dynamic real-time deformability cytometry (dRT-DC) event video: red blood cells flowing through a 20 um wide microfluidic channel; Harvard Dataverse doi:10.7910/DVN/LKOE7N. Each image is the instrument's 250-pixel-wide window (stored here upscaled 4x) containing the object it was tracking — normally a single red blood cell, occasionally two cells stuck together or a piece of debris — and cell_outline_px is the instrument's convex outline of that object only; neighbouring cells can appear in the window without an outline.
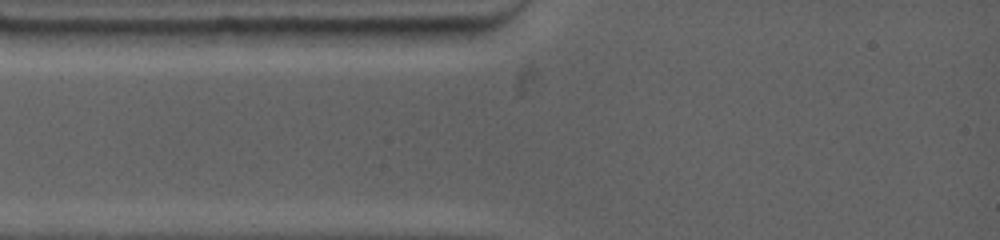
{"species": "common noctule bat (a hibernating species)", "species_latin": "Nyctalus noctula", "temperature_condition": "warm", "stored_images_in_passage": 3, "camera_frame_rate_fps": 4500, "um_per_image_px": 0.085, "animal": {"sex": "female", "body_mass_g": 19.0, "forearm_length_mm": 53.3}, "frame": {"image": 1, "passage_image": 1, "time_ms": 0.0, "image_size_px": [1000, 240], "cell_outline_px": [[476, 28], [472, 36], [444, 44], [360, 44], [344, 28]], "centroid_in_image_um": [34.79, 3.01], "position_along_channel_um": 50.2, "area_um2": 13.18}}